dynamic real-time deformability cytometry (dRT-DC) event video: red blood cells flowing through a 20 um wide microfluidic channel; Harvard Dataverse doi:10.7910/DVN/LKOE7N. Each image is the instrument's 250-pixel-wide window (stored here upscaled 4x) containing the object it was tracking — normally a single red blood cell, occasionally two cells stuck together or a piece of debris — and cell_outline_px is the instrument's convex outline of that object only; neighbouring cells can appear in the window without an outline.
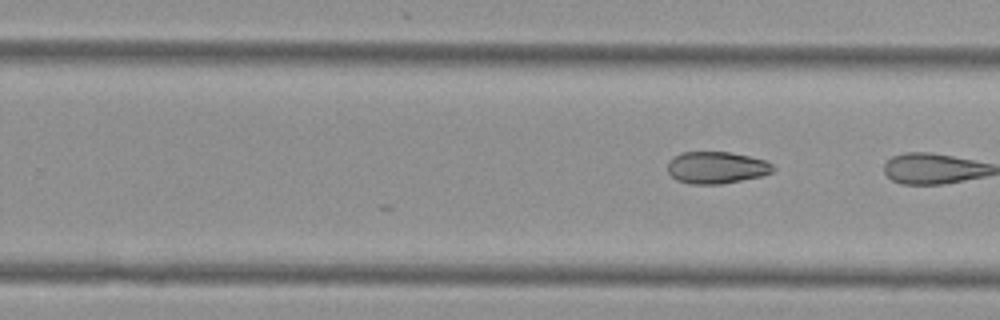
{"species": "Egyptian fruit bat (a non-hibernating species)", "species_latin": "Rousettus aegyptiacus", "temperature_condition": "cold", "stored_images_in_passage": 22, "camera_frame_rate_fps": 3000, "um_per_image_px": 0.085, "animal": {"sex": "female"}, "frame": {"image": 1, "passage_image": 22, "time_ms": 7.0, "image_size_px": [1000, 320], "cell_outline_px": [[776, 168], [772, 172], [760, 176], [720, 184], [688, 184], [676, 180], [668, 172], [668, 160], [672, 156], [680, 152], [728, 152], [748, 156], [764, 160], [772, 164]], "centroid_in_image_um": [60.85, 14.24], "position_along_channel_um": 269.0, "area_um2": 19.65}}